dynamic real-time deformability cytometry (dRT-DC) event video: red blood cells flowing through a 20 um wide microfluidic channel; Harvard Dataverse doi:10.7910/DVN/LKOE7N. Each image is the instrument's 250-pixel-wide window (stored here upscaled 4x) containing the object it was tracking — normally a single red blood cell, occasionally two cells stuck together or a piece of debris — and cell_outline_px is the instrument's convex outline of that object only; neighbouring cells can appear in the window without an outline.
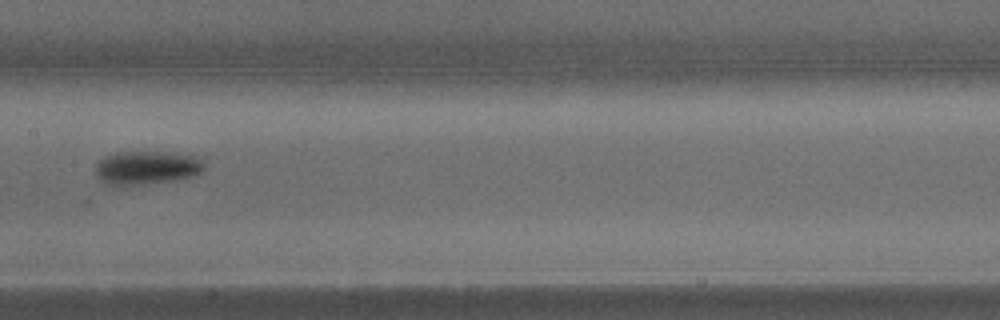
{"species": "common noctule bat (a hibernating species)", "species_latin": "Nyctalus noctula", "temperature_condition": "warm", "stored_images_in_passage": 16, "camera_frame_rate_fps": 3000, "um_per_image_px": 0.085, "animal": {"sex": "male", "body_mass_g": 15.6}, "frame": {"image": 1, "passage_image": 8, "time_ms": 2.333, "image_size_px": [1000, 320], "cell_outline_px": [[204, 168], [200, 172], [192, 176], [176, 180], [144, 184], [104, 184], [96, 176], [96, 164], [104, 156], [116, 152], [164, 152], [192, 156], [200, 160], [204, 164]], "centroid_in_image_um": [12.42, 14.25], "position_along_channel_um": 195.0, "area_um2": 20.92}}
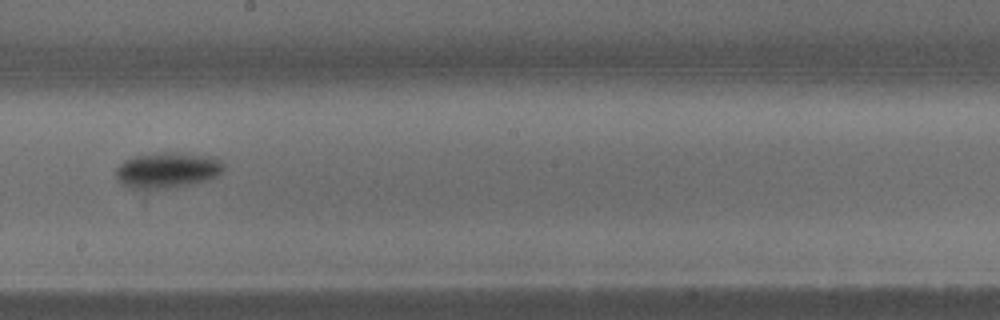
{"frame": {"image": 2, "passage_image": 10, "time_ms": 3.0, "image_size_px": [1000, 320], "cell_outline_px": [[224, 168], [216, 176], [208, 180], [144, 204], [116, 180], [116, 168], [124, 160], [136, 156], [156, 152], [184, 152], [216, 156], [224, 164]], "centroid_in_image_um": [14.08, 14.73], "position_along_channel_um": 234.1, "area_um2": 26.82}}